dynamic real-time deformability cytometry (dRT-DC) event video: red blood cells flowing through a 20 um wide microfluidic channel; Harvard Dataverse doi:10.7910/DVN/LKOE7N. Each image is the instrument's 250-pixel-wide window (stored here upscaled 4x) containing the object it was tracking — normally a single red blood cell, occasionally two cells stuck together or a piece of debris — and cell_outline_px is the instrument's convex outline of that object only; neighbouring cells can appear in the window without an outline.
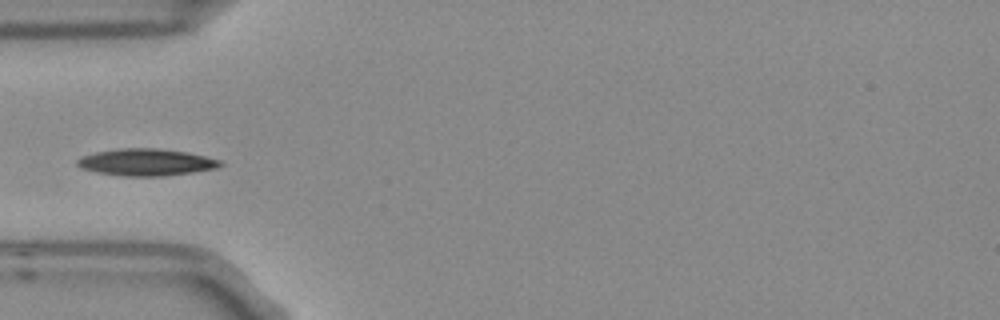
{"species": "Egyptian fruit bat (a non-hibernating species)", "species_latin": "Rousettus aegyptiacus", "temperature_condition": "room temperature", "stored_images_in_passage": 4, "camera_frame_rate_fps": 3000, "um_per_image_px": 0.085, "frame": {"image": 1, "passage_image": 4, "time_ms": 1.0, "image_size_px": [1000, 320], "cell_outline_px": [[224, 164], [216, 168], [192, 172], [164, 176], [120, 176], [96, 172], [80, 168], [76, 164], [76, 160], [80, 156], [96, 152], [120, 148], [156, 148], [184, 152], [204, 156], [220, 160]], "centroid_in_image_um": [12.37, 13.79], "position_along_channel_um": 72.6, "area_um2": 22.43}}